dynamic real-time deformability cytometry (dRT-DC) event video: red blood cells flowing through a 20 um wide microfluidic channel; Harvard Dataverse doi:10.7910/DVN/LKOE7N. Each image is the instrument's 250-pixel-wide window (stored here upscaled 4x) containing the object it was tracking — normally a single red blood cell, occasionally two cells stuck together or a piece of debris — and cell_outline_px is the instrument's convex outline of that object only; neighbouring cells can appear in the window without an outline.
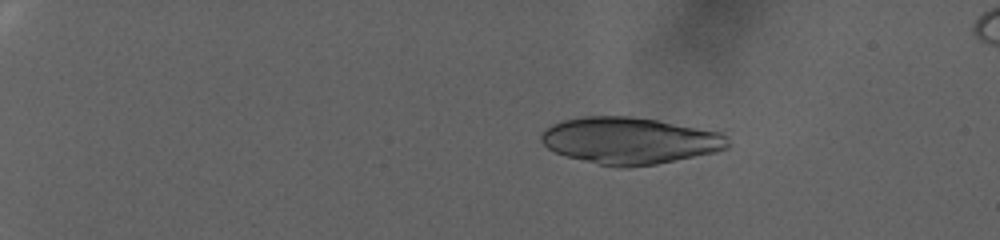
{"species": "human", "species_latin": "Homo sapiens", "temperature_condition": "warm", "stored_images_in_passage": 41, "camera_frame_rate_fps": 3000, "um_per_image_px": 0.085, "donor": {"sex": "female"}, "frame": {"image": 1, "passage_image": 19, "time_ms": 6.0, "image_size_px": [1000, 240], "cell_outline_px": [[732, 144], [728, 148], [716, 152], [656, 164], [628, 168], [620, 168], [600, 164], [568, 156], [556, 152], [548, 148], [540, 140], [540, 132], [552, 124], [564, 120], [584, 116], [632, 116], [656, 120], [720, 132], [728, 136]], "centroid_in_image_um": [53.55, 11.95], "position_along_channel_um": 31.4, "area_um2": 50.86}}
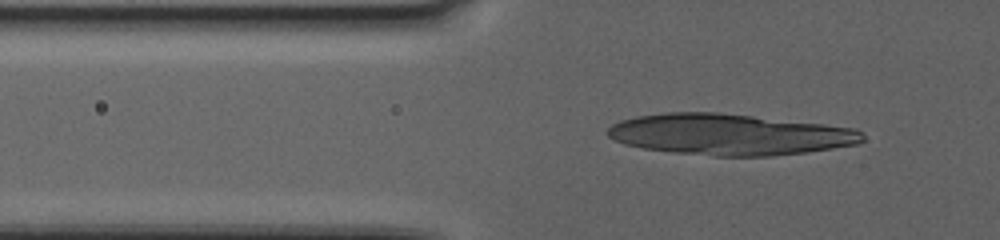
{"frame": {"image": 2, "passage_image": 35, "time_ms": 11.333, "image_size_px": [1000, 240], "cell_outline_px": [[864, 140], [860, 144], [804, 152], [772, 156], [712, 156], [672, 152], [644, 148], [624, 144], [608, 136], [608, 128], [612, 124], [620, 120], [636, 116], [664, 112], [720, 112], [824, 124], [856, 128], [864, 132]], "centroid_in_image_um": [62.03, 11.42], "position_along_channel_um": 63.8, "area_um2": 61.33}}